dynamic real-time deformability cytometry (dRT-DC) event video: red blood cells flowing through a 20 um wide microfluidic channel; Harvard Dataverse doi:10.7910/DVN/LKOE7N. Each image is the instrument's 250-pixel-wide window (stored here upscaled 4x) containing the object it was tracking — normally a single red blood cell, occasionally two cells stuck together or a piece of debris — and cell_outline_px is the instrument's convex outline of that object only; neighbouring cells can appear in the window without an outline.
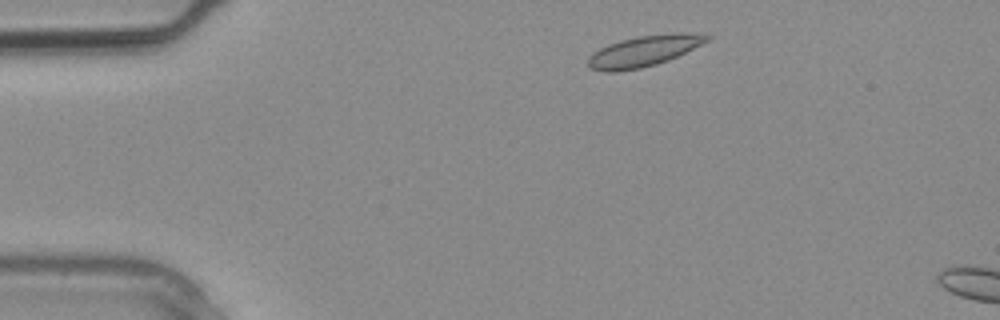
{"species": "common noctule bat (a hibernating species)", "species_latin": "Nyctalus noctula", "temperature_condition": "warm", "stored_images_in_passage": 2, "camera_frame_rate_fps": 3000, "um_per_image_px": 0.085, "animal": {"sex": "male", "body_mass_g": 20.4}, "frame": {"image": 1, "passage_image": 1, "time_ms": 0.0, "image_size_px": [1000, 320], "cell_outline_px": [[712, 36], [708, 40], [668, 60], [656, 64], [640, 68], [616, 72], [604, 72], [588, 68], [588, 56], [600, 48], [608, 44], [620, 40], [636, 36], [672, 32], [680, 32]], "centroid_in_image_um": [54.65, 4.34], "position_along_channel_um": 30.4, "area_um2": 21.27}}